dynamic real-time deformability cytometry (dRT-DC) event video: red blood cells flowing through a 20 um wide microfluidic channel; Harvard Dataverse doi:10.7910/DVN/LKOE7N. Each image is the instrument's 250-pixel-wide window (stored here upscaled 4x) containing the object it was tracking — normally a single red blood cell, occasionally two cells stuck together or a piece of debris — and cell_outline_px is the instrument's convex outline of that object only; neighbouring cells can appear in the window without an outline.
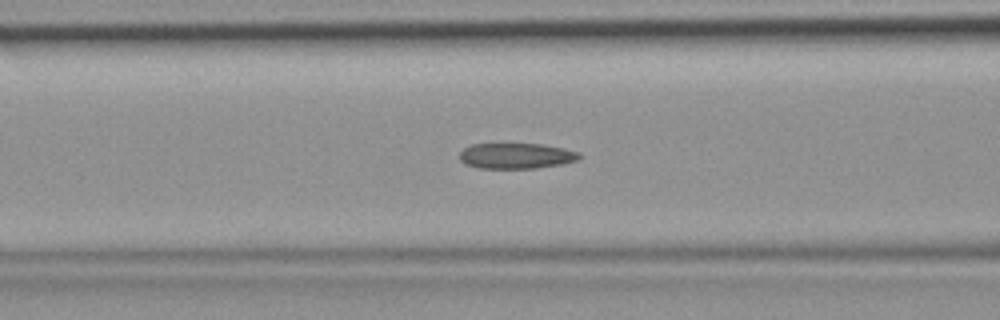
{"species": "common noctule bat (a hibernating species)", "species_latin": "Nyctalus noctula", "temperature_condition": "room temperature", "stored_images_in_passage": 34, "camera_frame_rate_fps": 3000, "um_per_image_px": 0.085, "animal": {"sex": "female", "body_mass_g": 19.9}, "frame": {"image": 1, "passage_image": 6, "time_ms": 1.667, "image_size_px": [1000, 320], "cell_outline_px": [[580, 160], [564, 164], [536, 168], [480, 168], [464, 164], [460, 160], [460, 152], [464, 148], [472, 144], [540, 144], [564, 148], [580, 152]], "centroid_in_image_um": [43.91, 13.25], "position_along_channel_um": 122.7, "area_um2": 17.98}}
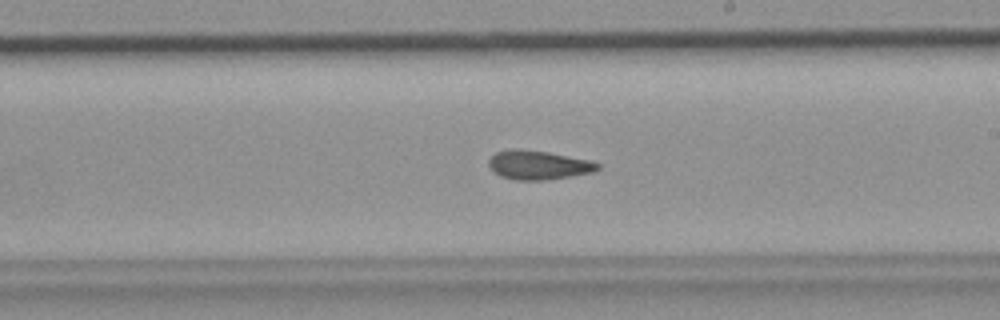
{"frame": {"image": 2, "passage_image": 14, "time_ms": 4.333, "image_size_px": [1000, 320], "cell_outline_px": [[600, 168], [592, 172], [544, 180], [516, 180], [500, 176], [488, 164], [488, 160], [496, 152], [512, 148], [520, 148], [548, 152], [592, 160], [600, 164]], "centroid_in_image_um": [45.77, 14.01], "position_along_channel_um": 243.2, "area_um2": 18.38}}
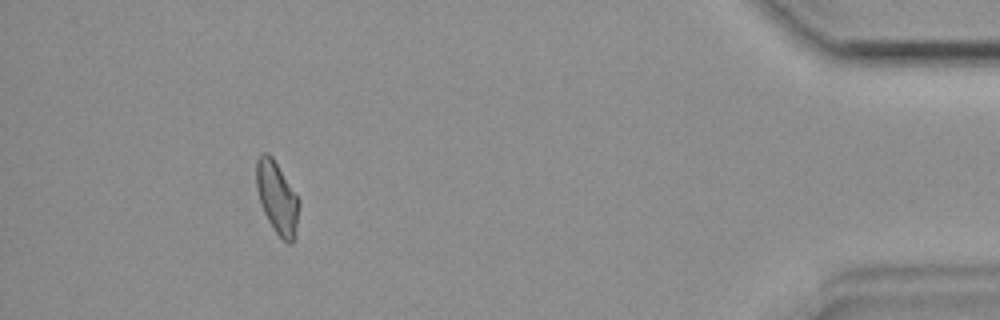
{"frame": {"image": 3, "passage_image": 29, "time_ms": 9.333, "image_size_px": [1000, 320], "cell_outline_px": [[300, 204], [292, 244], [288, 244], [276, 232], [268, 220], [260, 204], [256, 188], [256, 160], [264, 152], [268, 152], [272, 156], [300, 200]], "centroid_in_image_um": [23.53, 16.77], "position_along_channel_um": 411.7, "area_um2": 17.74}}